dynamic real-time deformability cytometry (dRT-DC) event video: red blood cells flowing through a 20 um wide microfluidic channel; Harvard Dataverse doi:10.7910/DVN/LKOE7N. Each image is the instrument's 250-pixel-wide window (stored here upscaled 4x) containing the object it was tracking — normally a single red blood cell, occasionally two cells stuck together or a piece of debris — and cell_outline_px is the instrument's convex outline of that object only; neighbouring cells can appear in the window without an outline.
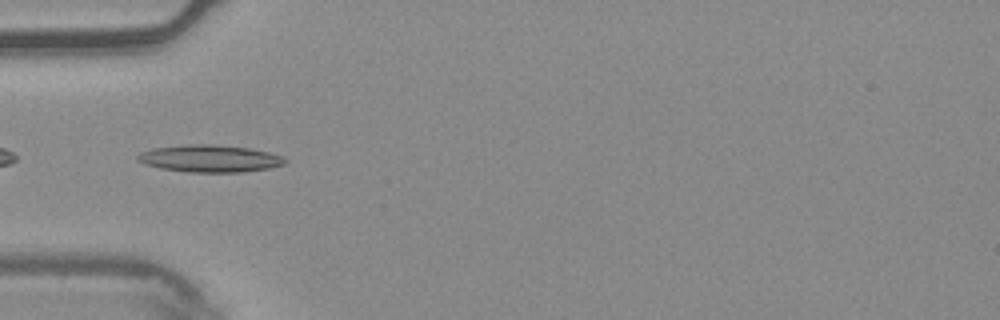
{"species": "common noctule bat (a hibernating species)", "species_latin": "Nyctalus noctula", "temperature_condition": "warm", "stored_images_in_passage": 5, "camera_frame_rate_fps": 3000, "um_per_image_px": 0.085, "animal": {"sex": "male", "body_mass_g": 20.4}, "frame": {"image": 1, "passage_image": 4, "time_ms": 1.0, "image_size_px": [1000, 320], "cell_outline_px": [[288, 160], [284, 164], [268, 168], [240, 172], [188, 172], [160, 168], [144, 164], [136, 160], [136, 156], [140, 152], [152, 148], [184, 144], [212, 144], [248, 148], [268, 152], [284, 156]], "centroid_in_image_um": [17.79, 13.47], "position_along_channel_um": 67.2, "area_um2": 23.47}}